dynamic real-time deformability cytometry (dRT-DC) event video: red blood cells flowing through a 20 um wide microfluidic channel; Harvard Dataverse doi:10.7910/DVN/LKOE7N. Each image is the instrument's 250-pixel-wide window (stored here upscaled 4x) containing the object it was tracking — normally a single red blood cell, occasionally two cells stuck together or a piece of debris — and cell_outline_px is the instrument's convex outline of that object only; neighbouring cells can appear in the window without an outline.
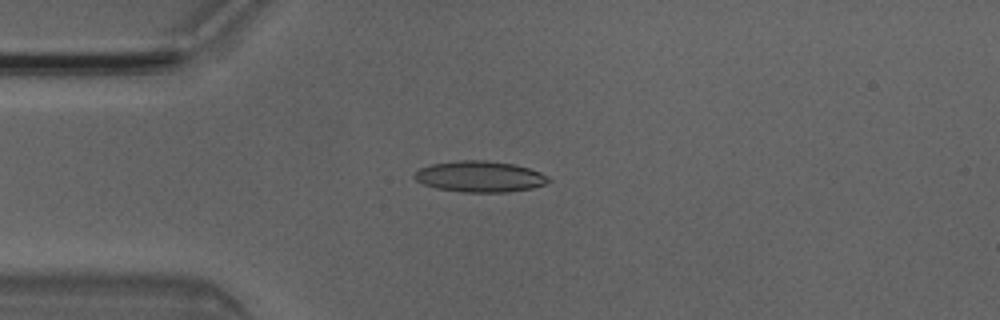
{"species": "Egyptian fruit bat (a non-hibernating species)", "species_latin": "Rousettus aegyptiacus", "temperature_condition": "room temperature", "stored_images_in_passage": 3, "camera_frame_rate_fps": 3000, "um_per_image_px": 0.085, "animal": {"sex": "male"}, "frame": {"image": 1, "passage_image": 3, "time_ms": 0.667, "image_size_px": [1000, 320], "cell_outline_px": [[552, 180], [544, 184], [532, 188], [508, 192], [460, 192], [436, 188], [424, 184], [416, 180], [412, 176], [420, 168], [432, 164], [460, 160], [488, 160], [512, 164], [528, 168], [540, 172], [548, 176]], "centroid_in_image_um": [40.79, 15.01], "position_along_channel_um": 44.2, "area_um2": 24.22}}